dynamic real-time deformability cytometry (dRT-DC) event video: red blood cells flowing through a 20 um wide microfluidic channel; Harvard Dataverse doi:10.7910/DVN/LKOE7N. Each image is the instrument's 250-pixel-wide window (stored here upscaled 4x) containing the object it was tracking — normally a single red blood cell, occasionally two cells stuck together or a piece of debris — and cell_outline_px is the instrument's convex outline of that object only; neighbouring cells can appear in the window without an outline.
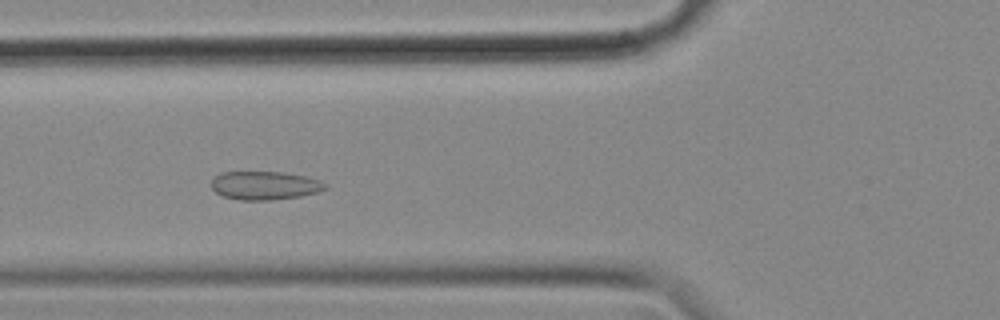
{"species": "common noctule bat (a hibernating species)", "species_latin": "Nyctalus noctula", "temperature_condition": "cold", "stored_images_in_passage": 56, "camera_frame_rate_fps": 3000, "um_per_image_px": 0.085, "animal": {"sex": "female", "body_mass_g": 18.4}, "frame": {"image": 1, "passage_image": 20, "time_ms": 6.333, "image_size_px": [1000, 320], "cell_outline_px": [[328, 188], [316, 192], [300, 196], [272, 200], [240, 200], [224, 196], [216, 192], [212, 188], [212, 180], [220, 172], [280, 172], [308, 176], [320, 180], [328, 184]], "centroid_in_image_um": [22.54, 15.76], "position_along_channel_um": 103.3, "area_um2": 18.9}}
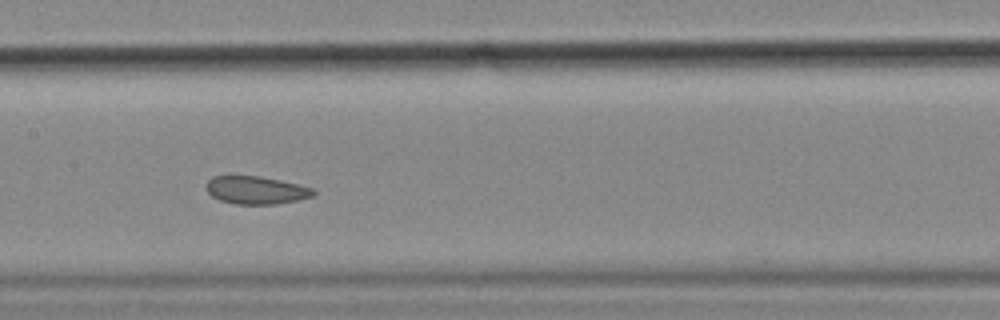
{"frame": {"image": 2, "passage_image": 27, "time_ms": 8.667, "image_size_px": [1000, 320], "cell_outline_px": [[316, 192], [312, 196], [296, 200], [276, 204], [236, 204], [220, 200], [212, 196], [204, 188], [204, 184], [212, 176], [260, 176], [280, 180], [316, 188]], "centroid_in_image_um": [21.75, 16.15], "position_along_channel_um": 185.7, "area_um2": 17.51}}
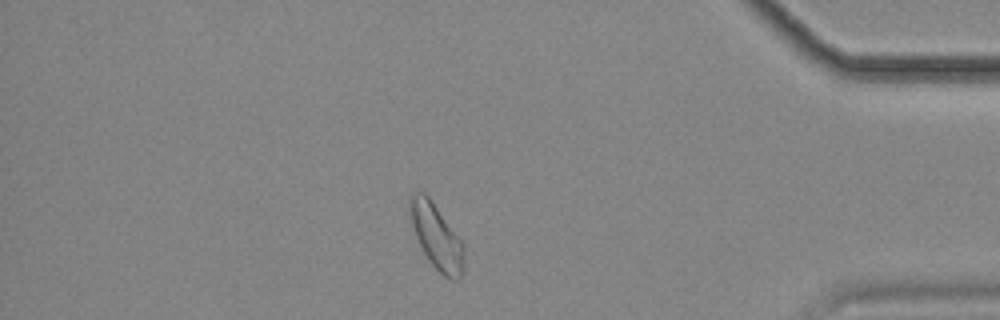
{"frame": {"image": 3, "passage_image": 48, "time_ms": 15.667, "image_size_px": [1000, 320], "cell_outline_px": [[464, 272], [460, 280], [452, 280], [444, 276], [428, 260], [416, 236], [408, 212], [408, 196], [412, 192], [424, 192], [428, 196], [464, 244]], "centroid_in_image_um": [37.1, 20.11], "position_along_channel_um": 398.1, "area_um2": 20.58}, "authors_computed_cell_mechanics": {"area_um2": 19.9699, "velocity_mm_per_s": 3.5292, "shape_relaxation_time_tau1_ms": null, "shape_relaxation_time_tau2_ms": 1.5767, "deformation_change_tau1": null, "deformation_change_tau2": 0.0624}}